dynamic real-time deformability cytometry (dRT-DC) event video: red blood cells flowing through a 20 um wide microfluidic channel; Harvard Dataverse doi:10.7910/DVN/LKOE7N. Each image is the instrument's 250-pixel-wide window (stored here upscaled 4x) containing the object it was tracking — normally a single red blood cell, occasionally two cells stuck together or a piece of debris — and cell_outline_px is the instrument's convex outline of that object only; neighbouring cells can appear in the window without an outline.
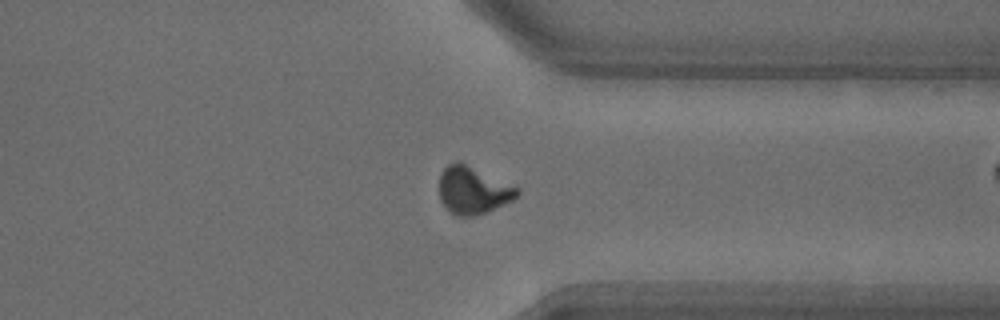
{"species": "common noctule bat (a hibernating species)", "species_latin": "Nyctalus noctula", "temperature_condition": "warm", "stored_images_in_passage": 44, "camera_frame_rate_fps": 3000, "um_per_image_px": 0.085, "animal": {"sex": "male", "body_mass_g": 18.8}, "frame": {"image": 1, "passage_image": 32, "time_ms": 10.333, "image_size_px": [1000, 320], "cell_outline_px": [[520, 192], [512, 200], [484, 212], [472, 216], [456, 216], [440, 200], [440, 172], [448, 164], [456, 160], [460, 160], [520, 188]], "centroid_in_image_um": [40.19, 16.12], "position_along_channel_um": 371.2, "area_um2": 21.44}}
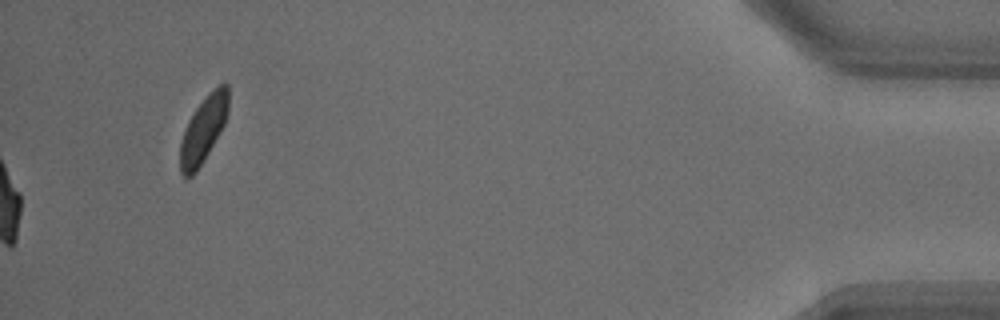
{"frame": {"image": 2, "passage_image": 44, "time_ms": 14.333, "image_size_px": [1000, 320], "cell_outline_px": [[228, 112], [224, 124], [204, 160], [196, 172], [192, 176], [184, 176], [180, 172], [180, 140], [184, 128], [188, 120], [196, 108], [208, 92], [220, 84], [228, 84]], "centroid_in_image_um": [17.27, 11.0], "position_along_channel_um": 417.9, "area_um2": 18.55}, "authors_computed_cell_mechanics": {"area_um2": 21.1259, "velocity_mm_per_s": 4.17, "shape_relaxation_time_tau1_ms": 4.1864, "shape_relaxation_time_tau2_ms": null, "deformation_change_tau1": 0.164, "deformation_change_tau2": null}}